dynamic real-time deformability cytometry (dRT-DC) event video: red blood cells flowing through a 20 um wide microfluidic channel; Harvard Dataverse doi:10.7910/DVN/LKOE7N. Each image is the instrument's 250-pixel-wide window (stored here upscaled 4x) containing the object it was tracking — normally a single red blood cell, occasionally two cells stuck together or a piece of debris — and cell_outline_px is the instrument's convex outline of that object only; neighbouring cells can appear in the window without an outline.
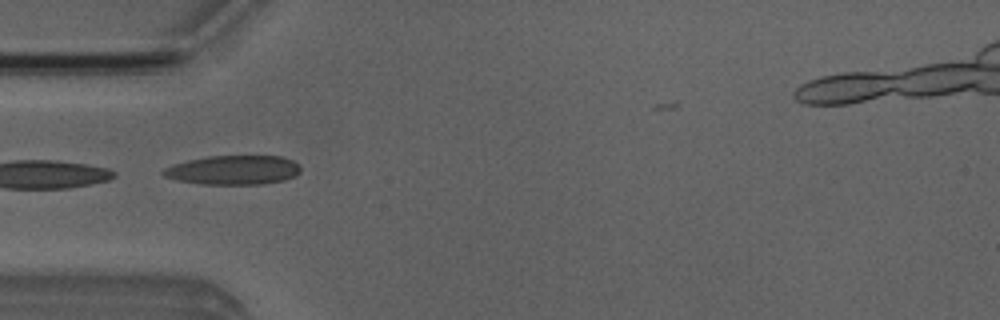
{"species": "Egyptian fruit bat (a non-hibernating species)", "species_latin": "Rousettus aegyptiacus", "temperature_condition": "room temperature", "stored_images_in_passage": 8, "camera_frame_rate_fps": 3000, "um_per_image_px": 0.085, "animal": {"sex": "male"}, "frame": {"image": 1, "passage_image": 4, "time_ms": 3.667, "image_size_px": [1000, 320], "cell_outline_px": [[300, 172], [296, 176], [284, 180], [264, 184], [200, 184], [176, 180], [164, 176], [160, 172], [164, 168], [172, 164], [188, 160], [208, 156], [280, 156], [292, 160], [300, 164]], "centroid_in_image_um": [19.83, 14.45], "position_along_channel_um": 65.2, "area_um2": 23.58}}
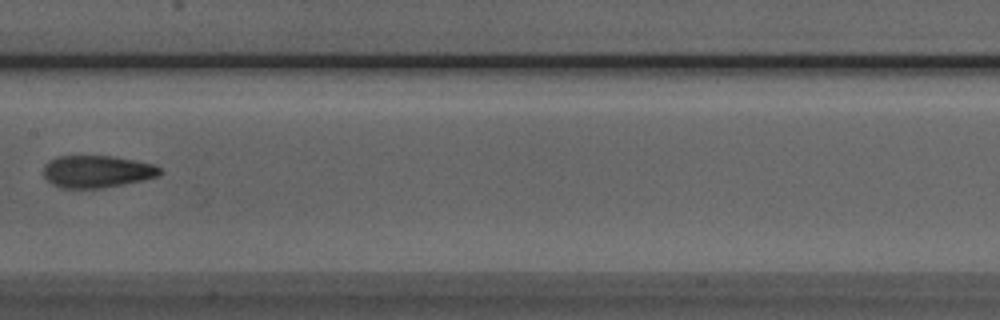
{"frame": {"image": 2, "passage_image": 7, "time_ms": 7.0, "image_size_px": [1000, 320], "cell_outline_px": [[164, 172], [160, 176], [144, 180], [124, 184], [100, 188], [60, 188], [52, 184], [44, 176], [44, 164], [48, 160], [56, 156], [112, 156], [156, 164]], "centroid_in_image_um": [8.27, 14.57], "position_along_channel_um": 199.1, "area_um2": 22.14}}
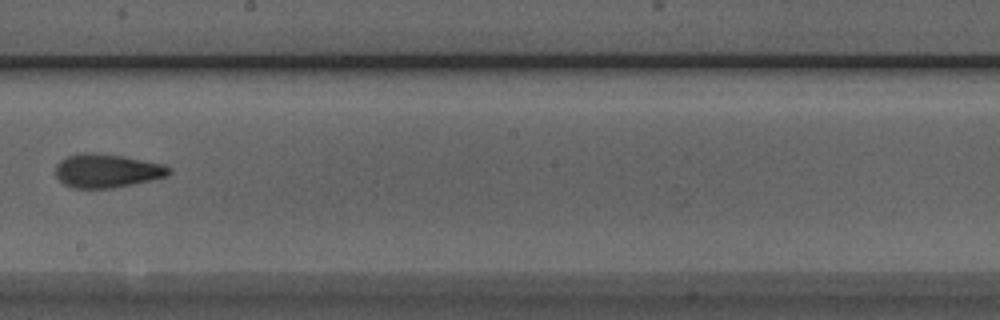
{"frame": {"image": 3, "passage_image": 8, "time_ms": 8.0, "image_size_px": [1000, 320], "cell_outline_px": [[172, 172], [168, 176], [132, 184], [112, 188], [76, 188], [64, 184], [56, 176], [56, 164], [60, 160], [68, 156], [84, 152], [92, 152], [124, 156], [164, 164], [172, 168]], "centroid_in_image_um": [9.11, 14.5], "position_along_channel_um": 239.1, "area_um2": 22.31}}